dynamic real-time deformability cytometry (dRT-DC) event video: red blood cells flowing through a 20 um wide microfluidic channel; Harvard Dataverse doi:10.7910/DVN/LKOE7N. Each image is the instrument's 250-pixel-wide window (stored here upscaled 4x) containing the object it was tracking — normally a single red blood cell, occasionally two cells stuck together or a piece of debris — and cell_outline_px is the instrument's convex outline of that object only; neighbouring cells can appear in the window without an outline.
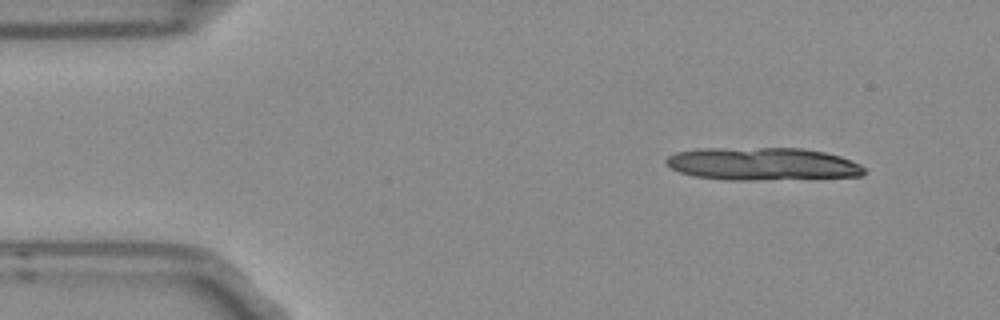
{"species": "Egyptian fruit bat (a non-hibernating species)", "species_latin": "Rousettus aegyptiacus", "temperature_condition": "room temperature", "stored_images_in_passage": 3, "camera_frame_rate_fps": 3000, "um_per_image_px": 0.085, "frame": {"image": 1, "passage_image": 1, "time_ms": 0.0, "image_size_px": [1000, 320], "cell_outline_px": [[864, 172], [860, 176], [752, 180], [724, 180], [696, 176], [680, 172], [672, 168], [664, 160], [668, 156], [676, 152], [704, 148], [804, 148], [824, 152], [840, 156], [860, 164], [864, 168]], "centroid_in_image_um": [64.79, 13.93], "position_along_channel_um": 20.2, "area_um2": 37.63}}
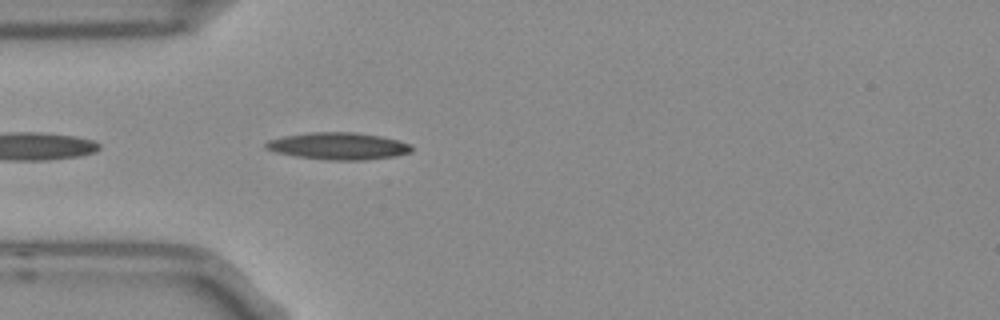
{"frame": {"image": 2, "passage_image": 3, "time_ms": 0.667, "image_size_px": [1000, 320], "cell_outline_px": [[412, 152], [392, 156], [360, 160], [332, 160], [296, 156], [276, 152], [264, 148], [264, 144], [268, 140], [284, 136], [312, 132], [352, 132], [380, 136], [412, 144]], "centroid_in_image_um": [28.74, 12.41], "position_along_channel_um": 56.3, "area_um2": 22.72}}